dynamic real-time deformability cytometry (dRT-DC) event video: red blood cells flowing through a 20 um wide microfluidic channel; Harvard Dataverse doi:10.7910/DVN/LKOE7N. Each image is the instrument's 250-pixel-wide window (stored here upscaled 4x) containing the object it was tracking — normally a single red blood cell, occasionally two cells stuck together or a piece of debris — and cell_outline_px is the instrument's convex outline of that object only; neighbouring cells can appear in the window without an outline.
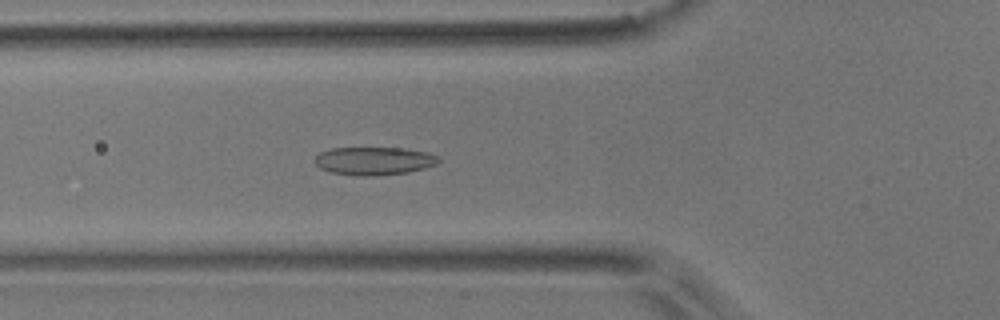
{"species": "common noctule bat (a hibernating species)", "species_latin": "Nyctalus noctula", "temperature_condition": "room temperature", "stored_images_in_passage": 6, "camera_frame_rate_fps": 3000, "um_per_image_px": 0.085, "animal": {"sex": "male", "body_mass_g": 17.9}, "frame": {"image": 1, "passage_image": 6, "time_ms": 1.667, "image_size_px": [1000, 320], "cell_outline_px": [[440, 160], [436, 164], [424, 168], [408, 172], [376, 176], [356, 176], [328, 172], [320, 168], [316, 164], [316, 156], [320, 152], [332, 148], [404, 148], [428, 152], [440, 156]], "centroid_in_image_um": [31.81, 13.68], "position_along_channel_um": 94.0, "area_um2": 20.4}}